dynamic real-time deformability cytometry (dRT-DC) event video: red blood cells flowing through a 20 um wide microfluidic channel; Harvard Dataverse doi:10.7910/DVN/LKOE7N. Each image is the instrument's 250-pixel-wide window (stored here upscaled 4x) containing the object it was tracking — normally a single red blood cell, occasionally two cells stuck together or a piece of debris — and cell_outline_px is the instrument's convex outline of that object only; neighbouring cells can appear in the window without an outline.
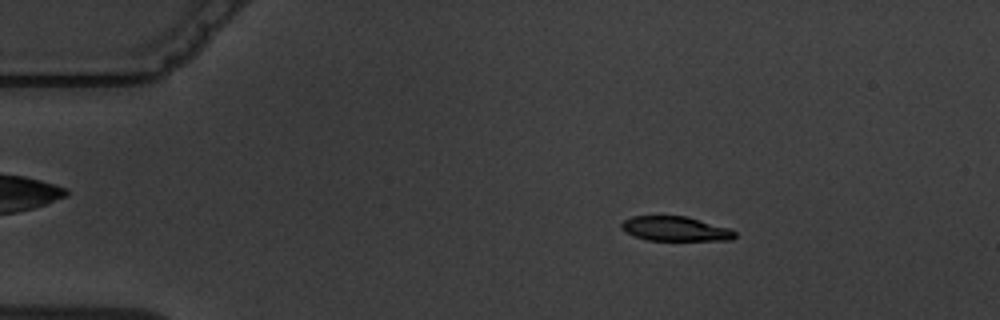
{"species": "common noctule bat (a hibernating species)", "species_latin": "Nyctalus noctula", "temperature_condition": "warm", "stored_images_in_passage": 4, "camera_frame_rate_fps": 3000, "um_per_image_px": 0.085, "animal": {"sex": "male", "body_mass_g": 19.5, "forearm_length_mm": 54.6}, "frame": {"image": 1, "passage_image": 2, "time_ms": 1.333, "image_size_px": [1000, 320], "cell_outline_px": [[736, 236], [732, 240], [648, 240], [636, 236], [620, 228], [620, 224], [624, 220], [632, 216], [688, 216], [728, 228], [736, 232]], "centroid_in_image_um": [57.41, 19.44], "position_along_channel_um": 27.6, "area_um2": 16.13}}